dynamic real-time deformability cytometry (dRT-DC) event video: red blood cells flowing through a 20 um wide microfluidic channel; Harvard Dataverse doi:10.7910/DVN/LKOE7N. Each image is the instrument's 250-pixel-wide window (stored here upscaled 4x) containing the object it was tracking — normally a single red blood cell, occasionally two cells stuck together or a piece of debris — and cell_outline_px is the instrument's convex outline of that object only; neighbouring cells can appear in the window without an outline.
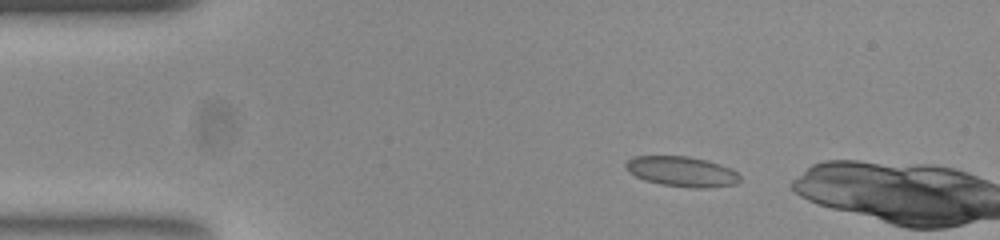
{"species": "common noctule bat (a hibernating species)", "species_latin": "Nyctalus noctula", "temperature_condition": "room temperature", "stored_images_in_passage": 11, "camera_frame_rate_fps": 3000, "um_per_image_px": 0.085, "animal": {"sex": "female", "body_mass_g": 23.0, "forearm_length_mm": 53.4}, "frame": {"image": 1, "passage_image": 4, "time_ms": 1.0, "image_size_px": [1000, 240], "cell_outline_px": [[740, 180], [736, 184], [708, 188], [688, 188], [660, 184], [644, 180], [628, 172], [624, 168], [624, 164], [632, 156], [688, 156], [708, 160], [728, 168], [736, 172], [740, 176]], "centroid_in_image_um": [57.91, 14.58], "position_along_channel_um": 27.1, "area_um2": 20.23}}